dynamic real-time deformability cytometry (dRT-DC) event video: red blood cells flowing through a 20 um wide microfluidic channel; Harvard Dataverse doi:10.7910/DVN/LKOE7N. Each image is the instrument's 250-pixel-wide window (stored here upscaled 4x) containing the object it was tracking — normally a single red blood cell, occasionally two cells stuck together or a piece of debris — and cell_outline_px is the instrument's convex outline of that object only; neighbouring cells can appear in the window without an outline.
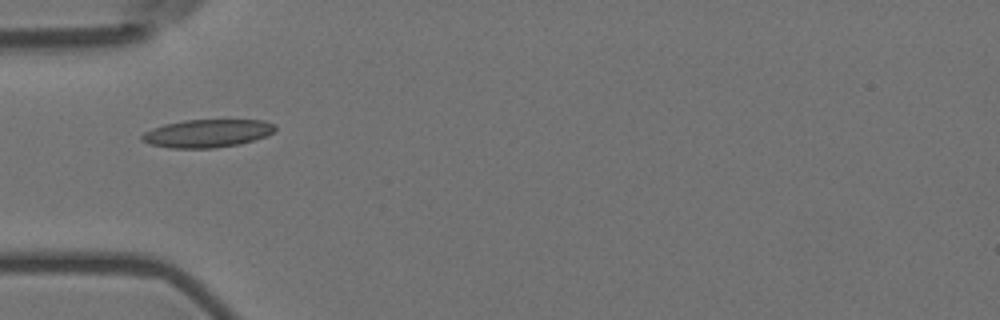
{"species": "Egyptian fruit bat (a non-hibernating species)", "species_latin": "Rousettus aegyptiacus", "temperature_condition": "room temperature", "stored_images_in_passage": 11, "camera_frame_rate_fps": 3000, "um_per_image_px": 0.085, "animal": {"sex": "female"}, "frame": {"image": 1, "passage_image": 1, "time_ms": 0.0, "image_size_px": [1000, 320], "cell_outline_px": [[276, 128], [272, 132], [264, 136], [240, 144], [212, 148], [172, 148], [148, 144], [140, 140], [140, 136], [144, 132], [152, 128], [164, 124], [184, 120], [264, 120], [276, 124]], "centroid_in_image_um": [17.57, 11.33], "position_along_channel_um": 67.4, "area_um2": 21.73}}
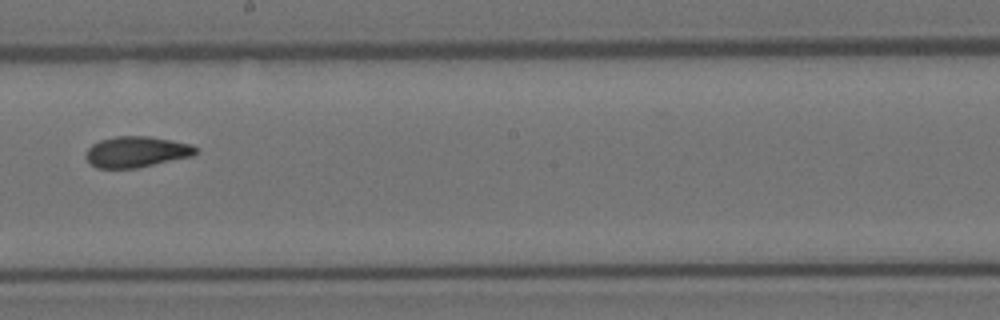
{"frame": {"image": 2, "passage_image": 5, "time_ms": 1.333, "image_size_px": [1000, 320], "cell_outline_px": [[196, 152], [192, 156], [136, 168], [96, 168], [88, 164], [84, 156], [88, 148], [92, 144], [100, 140], [116, 136], [148, 136], [172, 140], [192, 144], [196, 148]], "centroid_in_image_um": [11.55, 12.91], "position_along_channel_um": 236.7, "area_um2": 19.88}}
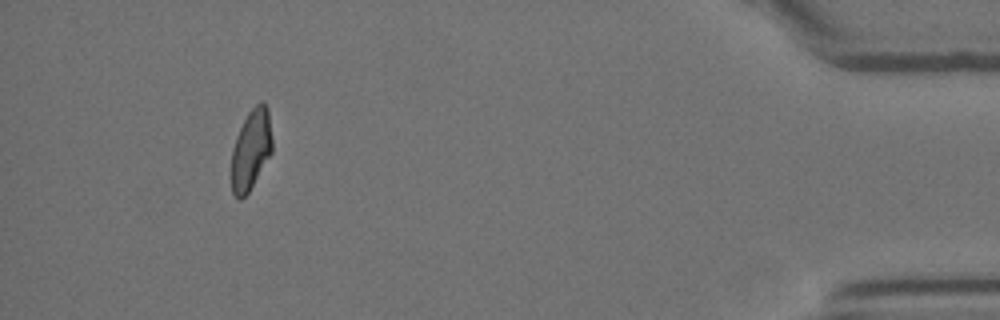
{"frame": {"image": 3, "passage_image": 10, "time_ms": 3.0, "image_size_px": [1000, 320], "cell_outline_px": [[272, 152], [248, 192], [240, 200], [232, 192], [232, 148], [236, 136], [248, 112], [260, 100], [264, 100], [268, 108], [272, 140]], "centroid_in_image_um": [21.34, 12.67], "position_along_channel_um": 413.9, "area_um2": 18.96}}